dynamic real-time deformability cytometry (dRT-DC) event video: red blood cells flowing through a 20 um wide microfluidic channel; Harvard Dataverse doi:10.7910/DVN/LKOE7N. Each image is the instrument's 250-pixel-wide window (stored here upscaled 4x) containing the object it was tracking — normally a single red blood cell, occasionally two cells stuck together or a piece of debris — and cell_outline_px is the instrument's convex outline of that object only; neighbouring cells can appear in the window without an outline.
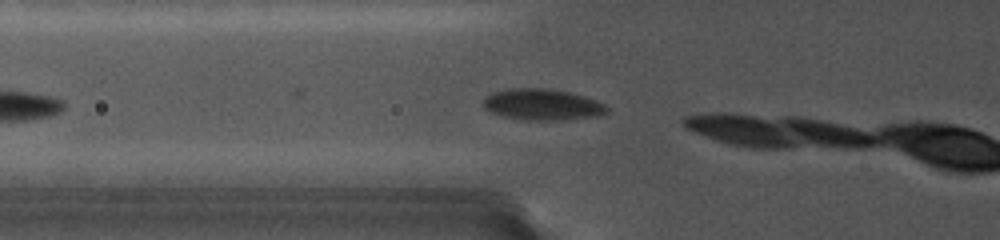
{"species": "common noctule bat (a hibernating species)", "species_latin": "Nyctalus noctula", "temperature_condition": "cold", "stored_images_in_passage": 5, "camera_frame_rate_fps": 5000, "um_per_image_px": 0.085, "animal": {"sex": "female", "body_mass_g": 19.0, "forearm_length_mm": 56.7}, "frame": {"image": 1, "passage_image": 2, "time_ms": 0.4, "image_size_px": [1000, 240], "cell_outline_px": [[608, 112], [600, 116], [560, 120], [524, 120], [500, 116], [488, 112], [484, 108], [484, 100], [492, 92], [516, 88], [544, 88], [568, 92], [584, 96], [596, 100], [604, 104], [608, 108]], "centroid_in_image_um": [46.1, 8.9], "position_along_channel_um": 79.7, "area_um2": 22.54}}